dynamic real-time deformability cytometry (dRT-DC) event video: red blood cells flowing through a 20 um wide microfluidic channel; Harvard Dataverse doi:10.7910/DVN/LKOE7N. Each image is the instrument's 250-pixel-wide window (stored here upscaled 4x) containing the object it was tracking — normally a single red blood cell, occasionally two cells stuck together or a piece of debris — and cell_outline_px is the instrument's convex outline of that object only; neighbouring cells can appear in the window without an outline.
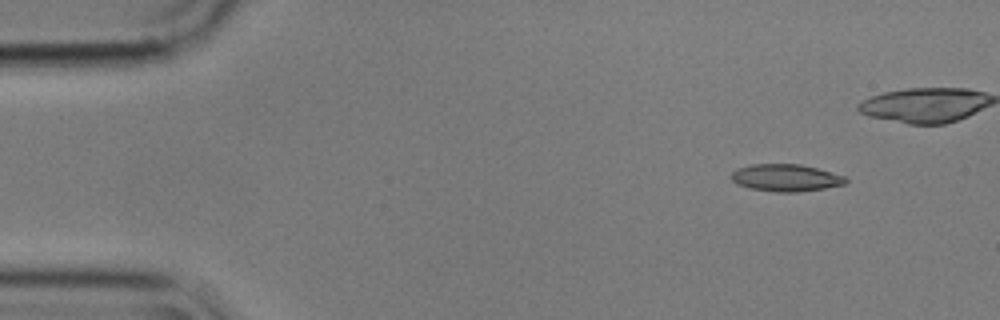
{"species": "common noctule bat (a hibernating species)", "species_latin": "Nyctalus noctula", "temperature_condition": "cold", "stored_images_in_passage": 7, "camera_frame_rate_fps": 3000, "um_per_image_px": 0.085, "animal": {"sex": "male", "body_mass_g": 17.9}, "frame": {"image": 1, "passage_image": 2, "time_ms": 0.333, "image_size_px": [1000, 320], "cell_outline_px": [[848, 184], [800, 192], [776, 192], [748, 188], [736, 184], [732, 180], [732, 172], [736, 168], [752, 164], [800, 164], [816, 168], [844, 176], [848, 180]], "centroid_in_image_um": [66.78, 15.12], "position_along_channel_um": 18.2, "area_um2": 18.21}}
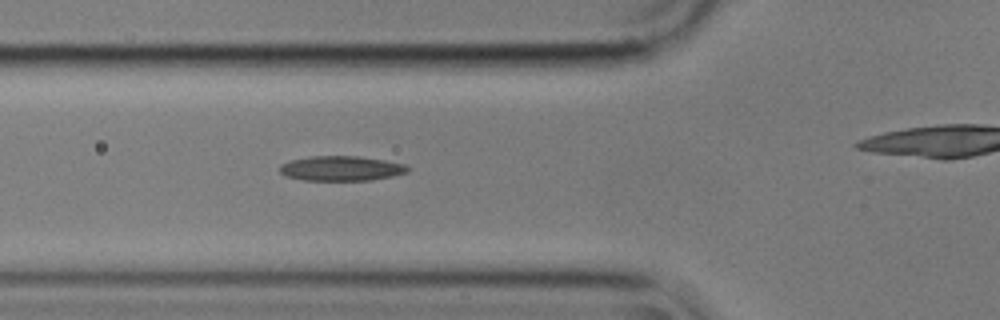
{"frame": {"image": 2, "passage_image": 6, "time_ms": 1.667, "image_size_px": [1000, 320], "cell_outline_px": [[412, 168], [408, 172], [392, 176], [372, 180], [304, 180], [284, 176], [280, 172], [280, 164], [292, 160], [312, 156], [360, 156], [384, 160], [404, 164]], "centroid_in_image_um": [29.02, 14.31], "position_along_channel_um": 96.8, "area_um2": 18.55}}